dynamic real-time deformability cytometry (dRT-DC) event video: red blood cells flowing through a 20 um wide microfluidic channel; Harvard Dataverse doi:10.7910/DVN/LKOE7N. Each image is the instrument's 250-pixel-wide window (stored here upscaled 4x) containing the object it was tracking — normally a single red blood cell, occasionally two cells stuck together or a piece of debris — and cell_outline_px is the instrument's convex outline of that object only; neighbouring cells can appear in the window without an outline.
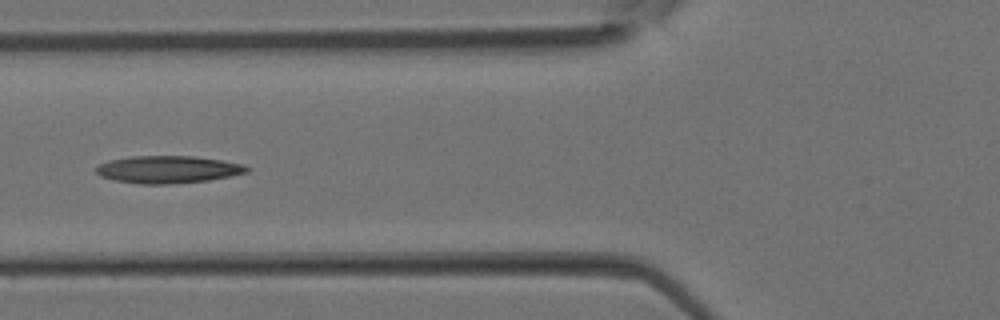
{"species": "Egyptian fruit bat (a non-hibernating species)", "species_latin": "Rousettus aegyptiacus", "temperature_condition": "room temperature", "stored_images_in_passage": 2, "camera_frame_rate_fps": 3000, "um_per_image_px": 0.085, "animal": {"sex": "female"}, "frame": {"image": 1, "passage_image": 2, "time_ms": 0.333, "image_size_px": [1000, 320], "cell_outline_px": [[252, 168], [248, 172], [208, 180], [168, 184], [140, 184], [112, 180], [100, 176], [96, 172], [96, 168], [100, 164], [108, 160], [132, 156], [192, 156], [220, 160], [244, 164]], "centroid_in_image_um": [14.26, 14.4], "position_along_channel_um": 111.5, "area_um2": 24.04}}